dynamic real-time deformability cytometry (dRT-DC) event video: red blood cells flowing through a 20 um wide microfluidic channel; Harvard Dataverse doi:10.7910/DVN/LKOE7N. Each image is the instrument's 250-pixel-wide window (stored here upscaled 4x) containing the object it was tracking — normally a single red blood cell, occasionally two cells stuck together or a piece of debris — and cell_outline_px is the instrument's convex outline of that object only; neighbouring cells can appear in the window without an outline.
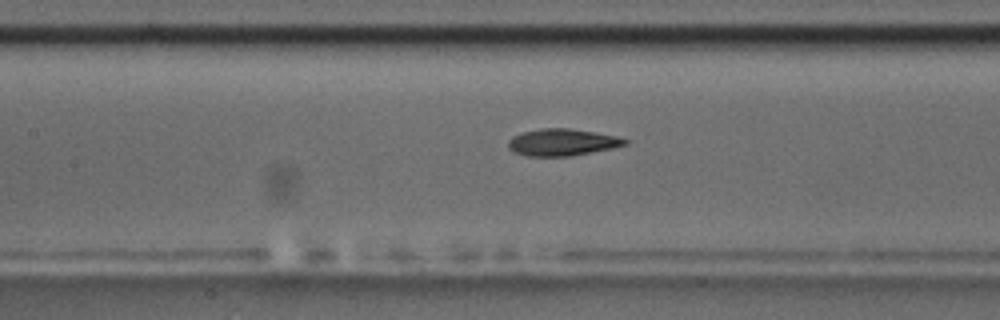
{"species": "common noctule bat (a hibernating species)", "species_latin": "Nyctalus noctula", "temperature_condition": "room temperature", "stored_images_in_passage": 36, "camera_frame_rate_fps": 3000, "um_per_image_px": 0.085, "animal": {"sex": "male", "body_mass_g": 17.5, "forearm_length_mm": 52.3}, "frame": {"image": 1, "passage_image": 16, "time_ms": 5.0, "image_size_px": [1000, 320], "cell_outline_px": [[628, 144], [612, 148], [572, 156], [528, 156], [516, 152], [508, 148], [508, 140], [512, 136], [524, 132], [540, 128], [568, 128], [596, 132], [616, 136], [628, 140]], "centroid_in_image_um": [47.79, 12.09], "position_along_channel_um": 159.6, "area_um2": 18.26}}
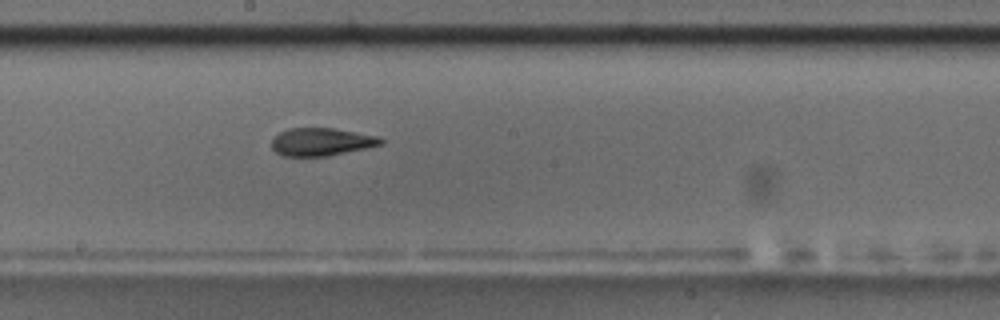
{"frame": {"image": 2, "passage_image": 21, "time_ms": 6.667, "image_size_px": [1000, 320], "cell_outline_px": [[384, 144], [328, 156], [284, 156], [276, 152], [272, 148], [272, 136], [288, 128], [332, 128], [376, 136], [384, 140]], "centroid_in_image_um": [27.28, 12.06], "position_along_channel_um": 220.9, "area_um2": 17.63}}